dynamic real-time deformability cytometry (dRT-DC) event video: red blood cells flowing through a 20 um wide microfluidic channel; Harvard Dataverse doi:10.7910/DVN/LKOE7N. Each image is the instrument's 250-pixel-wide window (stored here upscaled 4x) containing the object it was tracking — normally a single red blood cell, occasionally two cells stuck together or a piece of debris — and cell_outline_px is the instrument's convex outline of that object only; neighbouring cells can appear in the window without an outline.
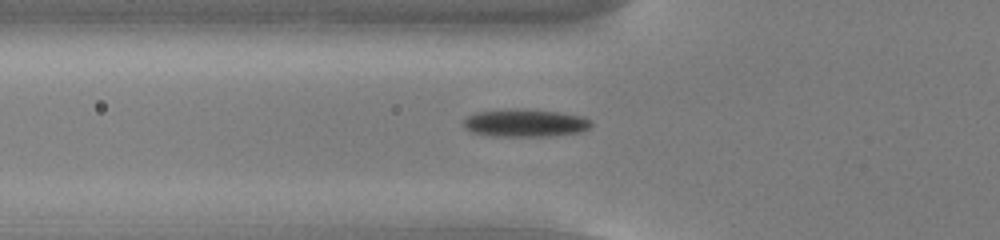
{"species": "common noctule bat (a hibernating species)", "species_latin": "Nyctalus noctula", "temperature_condition": "cold", "stored_images_in_passage": 37, "camera_frame_rate_fps": 3000, "um_per_image_px": 0.085, "animal": {"sex": "male", "body_mass_g": 13.0, "forearm_length_mm": 53.1}, "frame": {"image": 1, "passage_image": 2, "time_ms": 0.333, "image_size_px": [1000, 240], "cell_outline_px": [[592, 124], [588, 128], [580, 132], [548, 136], [496, 136], [472, 132], [464, 128], [464, 120], [468, 116], [476, 112], [512, 108], [556, 112], [584, 116], [592, 120]], "centroid_in_image_um": [44.64, 10.45], "position_along_channel_um": 81.2, "area_um2": 20.52}}
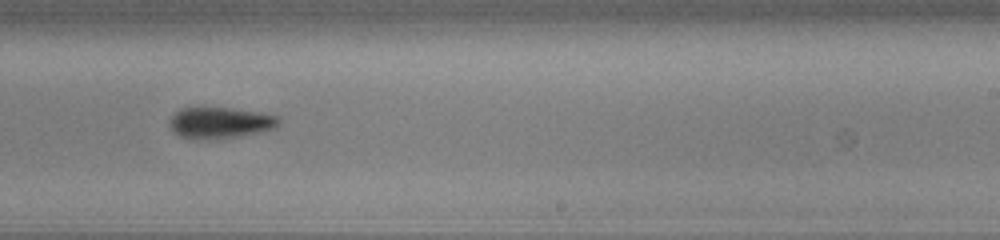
{"frame": {"image": 2, "passage_image": 17, "time_ms": 5.333, "image_size_px": [1000, 240], "cell_outline_px": [[280, 124], [276, 128], [260, 132], [240, 136], [196, 140], [180, 136], [168, 124], [168, 120], [180, 108], [232, 108], [260, 112], [280, 116]], "centroid_in_image_um": [18.75, 10.43], "position_along_channel_um": 270.3, "area_um2": 19.94}}
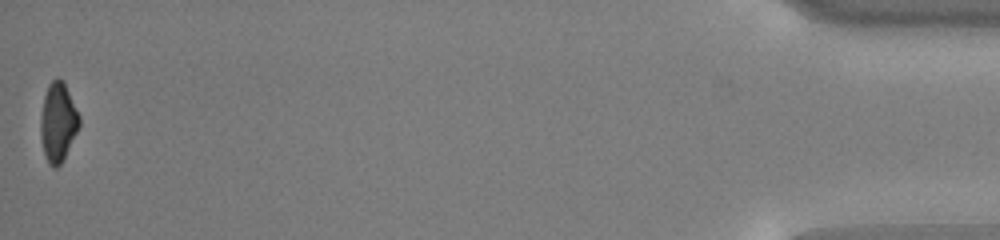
{"frame": {"image": 3, "passage_image": 37, "time_ms": 12.0, "image_size_px": [1000, 240], "cell_outline_px": [[80, 124], [60, 164], [56, 168], [52, 168], [48, 164], [44, 152], [40, 136], [40, 116], [44, 96], [48, 84], [56, 76], [64, 84], [80, 116]], "centroid_in_image_um": [4.9, 10.38], "position_along_channel_um": 430.3, "area_um2": 17.51}, "authors_computed_cell_mechanics": {"area_um2": 19.2474, "velocity_mm_per_s": 3.7855, "shape_relaxation_time_tau1_ms": 3.3187, "shape_relaxation_time_tau2_ms": null, "deformation_change_tau1": 0.1038, "deformation_change_tau2": null}}